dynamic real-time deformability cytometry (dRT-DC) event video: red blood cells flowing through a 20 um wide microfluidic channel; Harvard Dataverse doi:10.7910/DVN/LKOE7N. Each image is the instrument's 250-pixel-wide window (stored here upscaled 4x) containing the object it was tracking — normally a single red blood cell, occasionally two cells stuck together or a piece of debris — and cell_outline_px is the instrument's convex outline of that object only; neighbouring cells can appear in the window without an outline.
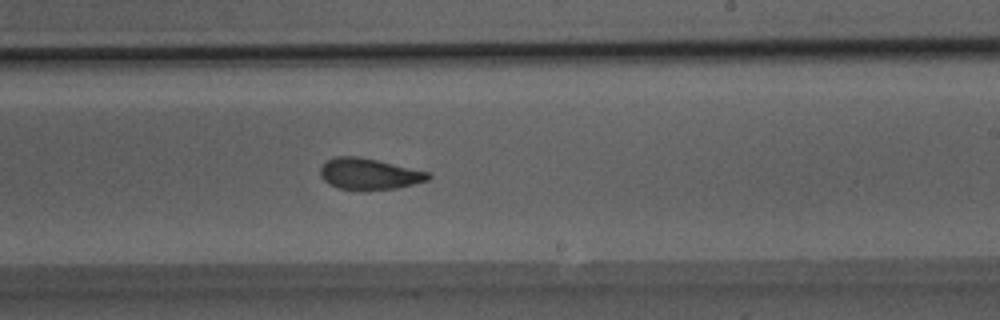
{"species": "Egyptian fruit bat (a non-hibernating species)", "species_latin": "Rousettus aegyptiacus", "temperature_condition": "room temperature", "stored_images_in_passage": 51, "camera_frame_rate_fps": 3000, "um_per_image_px": 0.085, "animal": {"sex": "male"}, "frame": {"image": 1, "passage_image": 31, "time_ms": 10.0, "image_size_px": [1000, 320], "cell_outline_px": [[432, 176], [428, 180], [396, 188], [336, 188], [328, 184], [320, 176], [320, 168], [332, 156], [356, 156], [376, 160], [428, 172]], "centroid_in_image_um": [31.33, 14.76], "position_along_channel_um": 257.7, "area_um2": 19.02}}
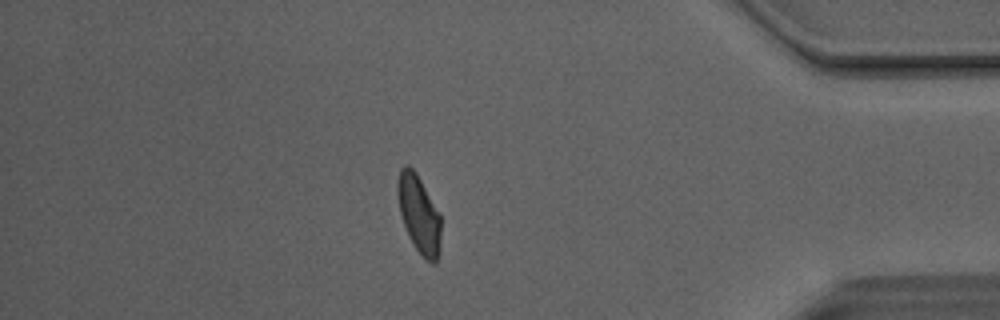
{"frame": {"image": 2, "passage_image": 44, "time_ms": 14.333, "image_size_px": [1000, 320], "cell_outline_px": [[440, 248], [436, 264], [432, 264], [416, 248], [404, 224], [400, 212], [396, 192], [396, 180], [400, 168], [404, 164], [408, 164], [416, 172], [440, 212]], "centroid_in_image_um": [35.6, 18.12], "position_along_channel_um": 399.6, "area_um2": 19.65}}
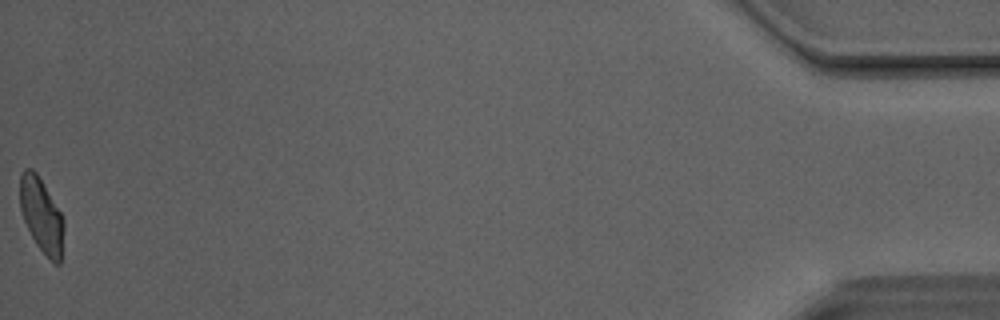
{"frame": {"image": 3, "passage_image": 51, "time_ms": 16.667, "image_size_px": [1000, 320], "cell_outline_px": [[64, 228], [60, 264], [56, 264], [36, 244], [24, 220], [20, 208], [20, 172], [24, 168], [32, 168], [36, 172], [60, 212], [64, 220]], "centroid_in_image_um": [3.51, 18.26], "position_along_channel_um": 431.7, "area_um2": 18.67}, "authors_computed_cell_mechanics": {"area_um2": 20.3456, "velocity_mm_per_s": 4.1093, "shape_relaxation_time_tau1_ms": 5.7045, "shape_relaxation_time_tau2_ms": 1.6847, "deformation_change_tau1": 0.1516, "deformation_change_tau2": 0.0844}}